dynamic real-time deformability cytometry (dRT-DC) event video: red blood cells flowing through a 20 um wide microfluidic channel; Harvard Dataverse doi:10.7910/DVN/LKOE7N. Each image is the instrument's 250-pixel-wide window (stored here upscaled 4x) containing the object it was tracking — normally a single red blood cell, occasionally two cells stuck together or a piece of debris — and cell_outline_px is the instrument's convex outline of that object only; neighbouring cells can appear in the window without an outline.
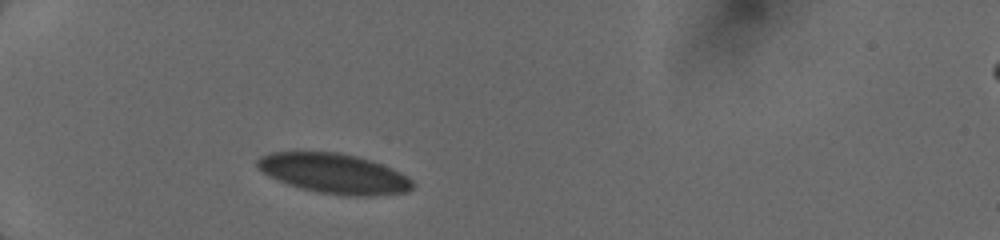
{"species": "human", "species_latin": "Homo sapiens", "temperature_condition": "cold", "stored_images_in_passage": 42, "camera_frame_rate_fps": 3000, "um_per_image_px": 0.085, "donor": {"sex": "female"}, "frame": {"image": 1, "passage_image": 1, "time_ms": 0.0, "image_size_px": [1000, 240], "cell_outline_px": [[416, 184], [408, 192], [376, 196], [344, 196], [320, 192], [300, 188], [288, 184], [268, 176], [256, 164], [256, 160], [260, 156], [268, 152], [340, 152], [372, 160], [392, 168], [408, 176]], "centroid_in_image_um": [28.44, 14.75], "position_along_channel_um": 56.6, "area_um2": 36.41}}
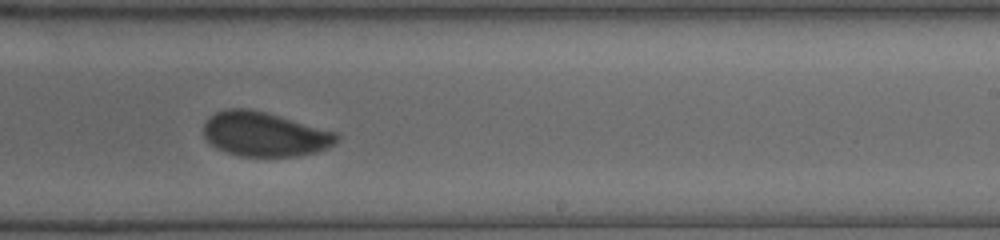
{"frame": {"image": 2, "passage_image": 25, "time_ms": 5.667, "image_size_px": [1000, 240], "cell_outline_px": [[340, 140], [328, 148], [316, 152], [300, 156], [240, 156], [216, 148], [204, 136], [204, 124], [216, 112], [228, 108], [248, 108], [264, 112], [336, 132], [340, 136]], "centroid_in_image_um": [22.52, 11.42], "position_along_channel_um": 266.5, "area_um2": 34.16}}
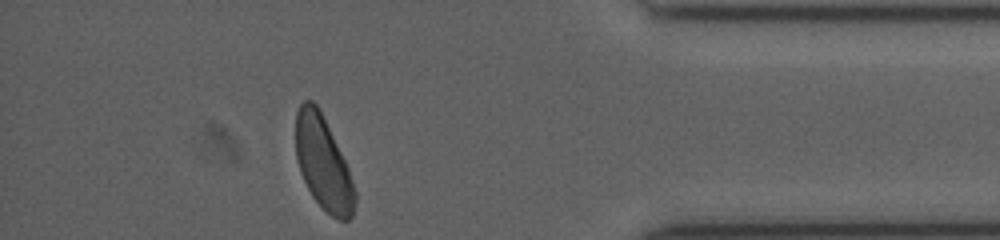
{"frame": {"image": 3, "passage_image": 41, "time_ms": 9.667, "image_size_px": [1000, 240], "cell_outline_px": [[356, 204], [352, 216], [348, 220], [340, 220], [332, 216], [312, 196], [300, 172], [296, 156], [296, 112], [300, 104], [304, 100], [312, 100], [320, 108], [348, 168], [356, 192]], "centroid_in_image_um": [27.47, 13.85], "position_along_channel_um": 407.7, "area_um2": 31.96}}